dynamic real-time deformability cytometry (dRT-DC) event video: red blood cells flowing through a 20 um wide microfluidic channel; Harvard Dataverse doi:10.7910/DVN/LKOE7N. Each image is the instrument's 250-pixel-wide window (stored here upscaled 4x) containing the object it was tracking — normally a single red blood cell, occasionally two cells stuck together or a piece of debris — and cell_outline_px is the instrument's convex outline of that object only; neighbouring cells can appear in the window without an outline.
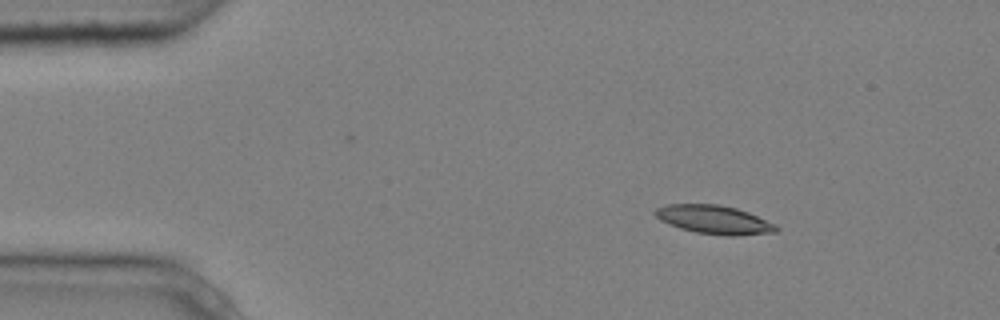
{"species": "common noctule bat (a hibernating species)", "species_latin": "Nyctalus noctula", "temperature_condition": "cold", "stored_images_in_passage": 3, "camera_frame_rate_fps": 3000, "um_per_image_px": 0.085, "animal": {"sex": "male", "body_mass_g": 20.4}, "frame": {"image": 1, "passage_image": 1, "time_ms": 0.0, "image_size_px": [1000, 320], "cell_outline_px": [[780, 228], [776, 232], [736, 236], [724, 236], [696, 232], [680, 228], [668, 224], [660, 220], [652, 212], [656, 208], [668, 204], [720, 204], [736, 208], [748, 212], [776, 224]], "centroid_in_image_um": [60.71, 18.67], "position_along_channel_um": 24.3, "area_um2": 20.35}}